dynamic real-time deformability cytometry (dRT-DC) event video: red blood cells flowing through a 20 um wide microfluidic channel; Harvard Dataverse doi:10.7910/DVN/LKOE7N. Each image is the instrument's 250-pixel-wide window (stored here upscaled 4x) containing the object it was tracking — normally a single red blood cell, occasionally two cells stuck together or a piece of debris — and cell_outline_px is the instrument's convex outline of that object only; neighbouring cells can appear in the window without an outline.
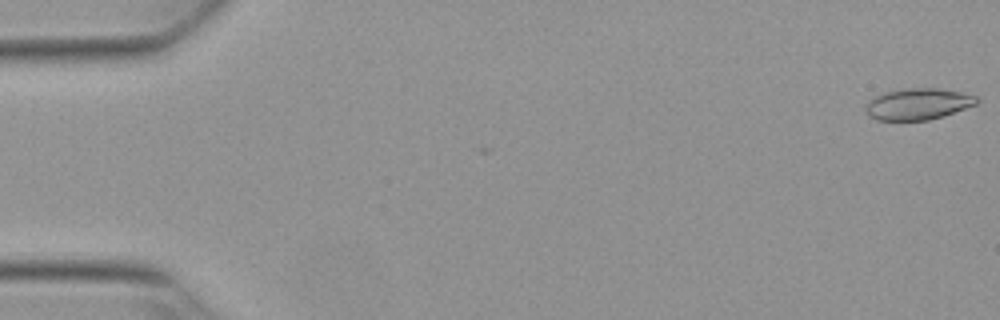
{"species": "Egyptian fruit bat (a non-hibernating species)", "species_latin": "Rousettus aegyptiacus", "temperature_condition": "warm", "stored_images_in_passage": 4, "camera_frame_rate_fps": 3000, "um_per_image_px": 0.085, "animal": {"sex": "female"}, "frame": {"image": 1, "passage_image": 1, "time_ms": 0.0, "image_size_px": [1000, 320], "cell_outline_px": [[980, 100], [976, 104], [944, 116], [928, 120], [876, 120], [868, 116], [864, 108], [868, 100], [884, 92], [908, 88], [936, 88], [960, 92], [976, 96]], "centroid_in_image_um": [78.0, 8.85], "position_along_channel_um": 7.0, "area_um2": 20.35}}